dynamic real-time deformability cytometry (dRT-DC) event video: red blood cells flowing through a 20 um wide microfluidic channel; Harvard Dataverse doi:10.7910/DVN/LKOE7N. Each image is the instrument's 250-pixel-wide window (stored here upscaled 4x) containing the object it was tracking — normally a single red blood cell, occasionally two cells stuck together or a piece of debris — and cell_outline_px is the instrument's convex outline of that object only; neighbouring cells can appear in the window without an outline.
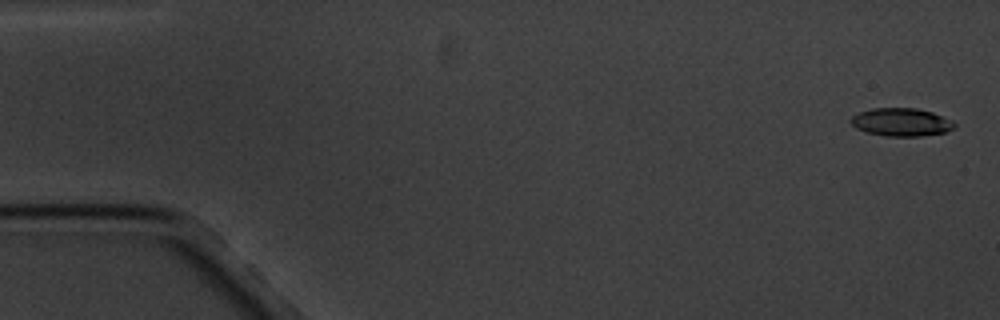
{"species": "common noctule bat (a hibernating species)", "species_latin": "Nyctalus noctula", "temperature_condition": "cold", "stored_images_in_passage": 6, "camera_frame_rate_fps": 3000, "um_per_image_px": 0.085, "animal": {"sex": "male", "body_mass_g": 20.1, "forearm_length_mm": 53.5}, "frame": {"image": 1, "passage_image": 1, "time_ms": 0.0, "image_size_px": [1000, 320], "cell_outline_px": [[956, 124], [952, 128], [944, 132], [920, 136], [884, 136], [868, 132], [856, 128], [848, 120], [852, 116], [860, 112], [872, 108], [916, 108], [932, 112], [952, 120]], "centroid_in_image_um": [76.58, 10.37], "position_along_channel_um": 8.4, "area_um2": 16.82}}
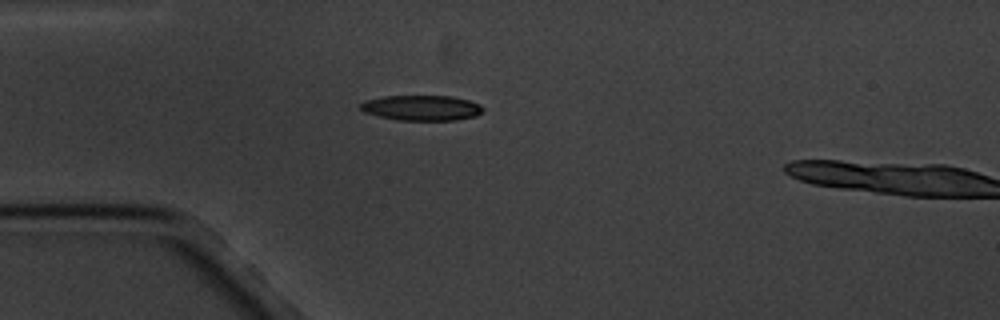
{"frame": {"image": 2, "passage_image": 5, "time_ms": 4.667, "image_size_px": [1000, 320], "cell_outline_px": [[484, 108], [476, 116], [456, 120], [400, 120], [380, 116], [364, 112], [360, 108], [360, 104], [364, 100], [384, 96], [452, 96], [468, 100], [480, 104]], "centroid_in_image_um": [35.84, 9.16], "position_along_channel_um": 49.2, "area_um2": 17.98}}